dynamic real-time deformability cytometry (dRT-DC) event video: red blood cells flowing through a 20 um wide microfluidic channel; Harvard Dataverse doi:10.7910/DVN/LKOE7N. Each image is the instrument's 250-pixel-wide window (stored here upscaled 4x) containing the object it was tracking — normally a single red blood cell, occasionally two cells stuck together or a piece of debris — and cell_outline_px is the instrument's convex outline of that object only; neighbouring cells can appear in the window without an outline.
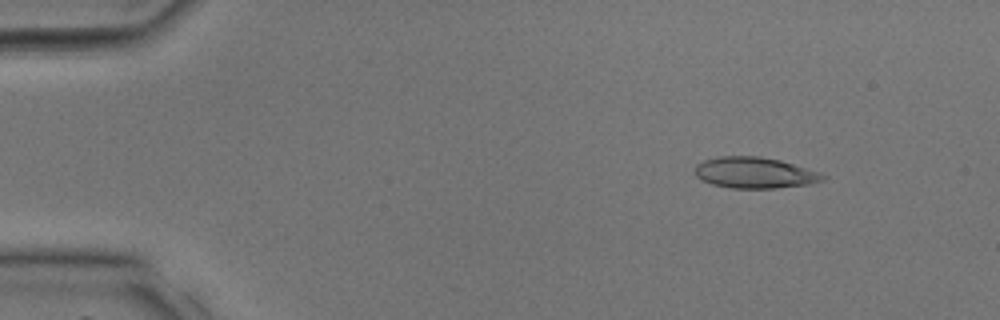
{"species": "common noctule bat (a hibernating species)", "species_latin": "Nyctalus noctula", "temperature_condition": "room temperature", "stored_images_in_passage": 30, "camera_frame_rate_fps": 3000, "um_per_image_px": 0.085, "animal": {"sex": "male", "body_mass_g": 17.9, "forearm_length_mm": 54.2}, "frame": {"image": 1, "passage_image": 1, "time_ms": 0.0, "image_size_px": [1000, 320], "cell_outline_px": [[828, 176], [824, 180], [808, 184], [776, 188], [732, 188], [712, 184], [700, 180], [696, 176], [696, 164], [704, 160], [720, 156], [760, 156], [780, 160], [820, 172]], "centroid_in_image_um": [64.15, 14.68], "position_along_channel_um": 20.8, "area_um2": 23.18}}
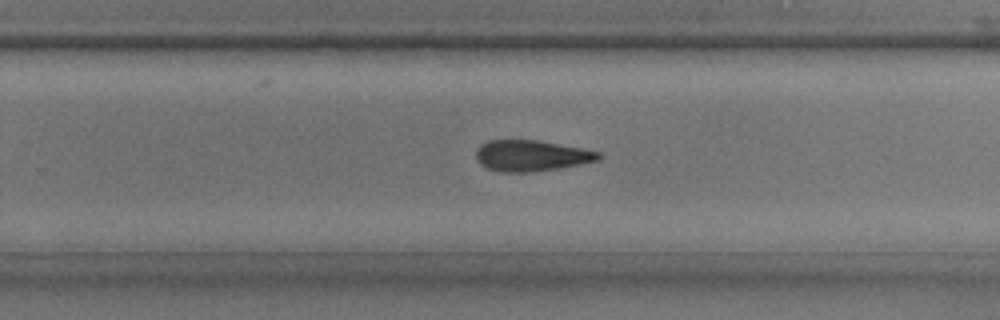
{"frame": {"image": 2, "passage_image": 20, "time_ms": 6.333, "image_size_px": [1000, 320], "cell_outline_px": [[604, 156], [600, 160], [556, 168], [532, 172], [500, 172], [488, 168], [480, 164], [476, 160], [476, 148], [480, 144], [488, 140], [536, 140], [580, 148], [600, 152]], "centroid_in_image_um": [45.13, 13.23], "position_along_channel_um": 284.7, "area_um2": 22.08}}
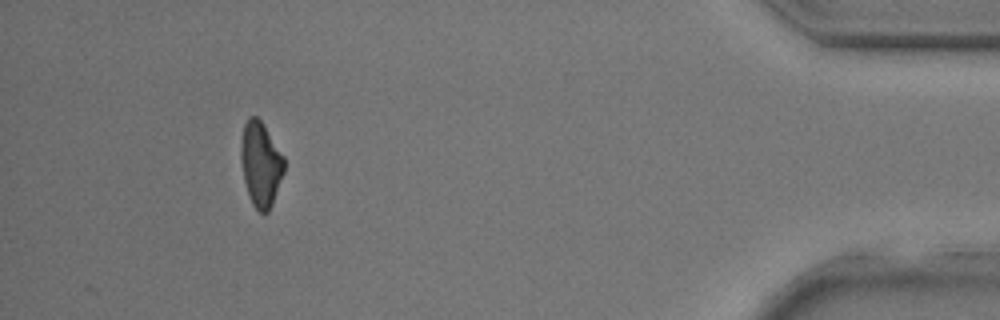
{"frame": {"image": 3, "passage_image": 30, "time_ms": 9.667, "image_size_px": [1000, 320], "cell_outline_px": [[284, 172], [272, 204], [268, 212], [264, 216], [252, 204], [244, 180], [240, 160], [240, 144], [244, 124], [248, 116], [256, 116], [260, 120], [284, 156]], "centroid_in_image_um": [22.14, 13.95], "position_along_channel_um": 413.1, "area_um2": 21.33}}